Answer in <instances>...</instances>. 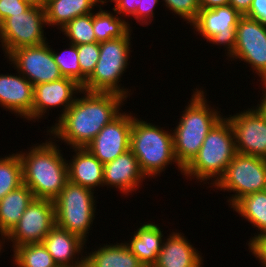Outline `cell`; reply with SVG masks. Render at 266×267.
Wrapping results in <instances>:
<instances>
[{
  "mask_svg": "<svg viewBox=\"0 0 266 267\" xmlns=\"http://www.w3.org/2000/svg\"><path fill=\"white\" fill-rule=\"evenodd\" d=\"M212 187L234 193L227 197L230 208L243 196L266 190V159L237 153Z\"/></svg>",
  "mask_w": 266,
  "mask_h": 267,
  "instance_id": "8",
  "label": "cell"
},
{
  "mask_svg": "<svg viewBox=\"0 0 266 267\" xmlns=\"http://www.w3.org/2000/svg\"><path fill=\"white\" fill-rule=\"evenodd\" d=\"M251 107L226 115L232 125L236 151L266 159V114L258 105Z\"/></svg>",
  "mask_w": 266,
  "mask_h": 267,
  "instance_id": "14",
  "label": "cell"
},
{
  "mask_svg": "<svg viewBox=\"0 0 266 267\" xmlns=\"http://www.w3.org/2000/svg\"><path fill=\"white\" fill-rule=\"evenodd\" d=\"M103 6L100 4L99 11L93 12V30L96 42L124 37L132 29L130 22L120 17L116 12L114 15L109 10H103Z\"/></svg>",
  "mask_w": 266,
  "mask_h": 267,
  "instance_id": "27",
  "label": "cell"
},
{
  "mask_svg": "<svg viewBox=\"0 0 266 267\" xmlns=\"http://www.w3.org/2000/svg\"><path fill=\"white\" fill-rule=\"evenodd\" d=\"M244 61L266 84V25L242 15L236 26V42L230 60Z\"/></svg>",
  "mask_w": 266,
  "mask_h": 267,
  "instance_id": "11",
  "label": "cell"
},
{
  "mask_svg": "<svg viewBox=\"0 0 266 267\" xmlns=\"http://www.w3.org/2000/svg\"><path fill=\"white\" fill-rule=\"evenodd\" d=\"M231 208L259 231L254 233L248 243L254 237L266 233V190L243 196Z\"/></svg>",
  "mask_w": 266,
  "mask_h": 267,
  "instance_id": "26",
  "label": "cell"
},
{
  "mask_svg": "<svg viewBox=\"0 0 266 267\" xmlns=\"http://www.w3.org/2000/svg\"><path fill=\"white\" fill-rule=\"evenodd\" d=\"M45 25L47 26V20L44 7L31 6L24 13L7 17L0 24V46L4 55L7 57L21 47L45 44L48 40L43 29Z\"/></svg>",
  "mask_w": 266,
  "mask_h": 267,
  "instance_id": "9",
  "label": "cell"
},
{
  "mask_svg": "<svg viewBox=\"0 0 266 267\" xmlns=\"http://www.w3.org/2000/svg\"><path fill=\"white\" fill-rule=\"evenodd\" d=\"M132 29L120 38L100 42L99 60L92 74L81 86L89 92H113L129 98L131 89L121 87V78L130 63ZM129 61V62H128ZM130 92V93H129Z\"/></svg>",
  "mask_w": 266,
  "mask_h": 267,
  "instance_id": "6",
  "label": "cell"
},
{
  "mask_svg": "<svg viewBox=\"0 0 266 267\" xmlns=\"http://www.w3.org/2000/svg\"><path fill=\"white\" fill-rule=\"evenodd\" d=\"M42 243L58 267H85L87 242L80 236L55 225Z\"/></svg>",
  "mask_w": 266,
  "mask_h": 267,
  "instance_id": "19",
  "label": "cell"
},
{
  "mask_svg": "<svg viewBox=\"0 0 266 267\" xmlns=\"http://www.w3.org/2000/svg\"><path fill=\"white\" fill-rule=\"evenodd\" d=\"M147 122L133 115L130 133V150L138 159L141 171L146 178L160 177L166 167L176 164L183 174L174 154L172 130Z\"/></svg>",
  "mask_w": 266,
  "mask_h": 267,
  "instance_id": "4",
  "label": "cell"
},
{
  "mask_svg": "<svg viewBox=\"0 0 266 267\" xmlns=\"http://www.w3.org/2000/svg\"><path fill=\"white\" fill-rule=\"evenodd\" d=\"M31 6L21 0H0V24L12 14L24 13Z\"/></svg>",
  "mask_w": 266,
  "mask_h": 267,
  "instance_id": "35",
  "label": "cell"
},
{
  "mask_svg": "<svg viewBox=\"0 0 266 267\" xmlns=\"http://www.w3.org/2000/svg\"><path fill=\"white\" fill-rule=\"evenodd\" d=\"M23 185L22 163L19 154L0 156V200Z\"/></svg>",
  "mask_w": 266,
  "mask_h": 267,
  "instance_id": "30",
  "label": "cell"
},
{
  "mask_svg": "<svg viewBox=\"0 0 266 267\" xmlns=\"http://www.w3.org/2000/svg\"><path fill=\"white\" fill-rule=\"evenodd\" d=\"M140 224L141 226L134 231L130 240L124 242L146 267H152L157 262L165 239L163 230L153 222Z\"/></svg>",
  "mask_w": 266,
  "mask_h": 267,
  "instance_id": "22",
  "label": "cell"
},
{
  "mask_svg": "<svg viewBox=\"0 0 266 267\" xmlns=\"http://www.w3.org/2000/svg\"><path fill=\"white\" fill-rule=\"evenodd\" d=\"M262 96L260 97V101L258 99V106L261 108V110L266 114V84H262ZM264 89V90H263Z\"/></svg>",
  "mask_w": 266,
  "mask_h": 267,
  "instance_id": "40",
  "label": "cell"
},
{
  "mask_svg": "<svg viewBox=\"0 0 266 267\" xmlns=\"http://www.w3.org/2000/svg\"><path fill=\"white\" fill-rule=\"evenodd\" d=\"M110 2H114L113 11L120 17L126 16L131 19L133 17L141 26H148L154 20V10L160 0H111Z\"/></svg>",
  "mask_w": 266,
  "mask_h": 267,
  "instance_id": "29",
  "label": "cell"
},
{
  "mask_svg": "<svg viewBox=\"0 0 266 267\" xmlns=\"http://www.w3.org/2000/svg\"><path fill=\"white\" fill-rule=\"evenodd\" d=\"M67 45H69L68 48L61 53L56 52L52 48L54 61L59 66L63 77L74 79L82 86L86 82L87 77L81 72L77 47L71 43Z\"/></svg>",
  "mask_w": 266,
  "mask_h": 267,
  "instance_id": "32",
  "label": "cell"
},
{
  "mask_svg": "<svg viewBox=\"0 0 266 267\" xmlns=\"http://www.w3.org/2000/svg\"><path fill=\"white\" fill-rule=\"evenodd\" d=\"M55 225L53 201L34 198L27 206L19 222L0 241V254L3 253L6 242H12V250L25 244L41 243Z\"/></svg>",
  "mask_w": 266,
  "mask_h": 267,
  "instance_id": "10",
  "label": "cell"
},
{
  "mask_svg": "<svg viewBox=\"0 0 266 267\" xmlns=\"http://www.w3.org/2000/svg\"><path fill=\"white\" fill-rule=\"evenodd\" d=\"M99 4V0H45L47 26L61 30L74 18L93 13Z\"/></svg>",
  "mask_w": 266,
  "mask_h": 267,
  "instance_id": "24",
  "label": "cell"
},
{
  "mask_svg": "<svg viewBox=\"0 0 266 267\" xmlns=\"http://www.w3.org/2000/svg\"><path fill=\"white\" fill-rule=\"evenodd\" d=\"M12 259L16 267H58L42 242L16 247Z\"/></svg>",
  "mask_w": 266,
  "mask_h": 267,
  "instance_id": "28",
  "label": "cell"
},
{
  "mask_svg": "<svg viewBox=\"0 0 266 267\" xmlns=\"http://www.w3.org/2000/svg\"><path fill=\"white\" fill-rule=\"evenodd\" d=\"M248 247L249 253L259 260L261 267H266V233L254 237L248 243Z\"/></svg>",
  "mask_w": 266,
  "mask_h": 267,
  "instance_id": "36",
  "label": "cell"
},
{
  "mask_svg": "<svg viewBox=\"0 0 266 267\" xmlns=\"http://www.w3.org/2000/svg\"><path fill=\"white\" fill-rule=\"evenodd\" d=\"M200 9H212L229 5V0H198Z\"/></svg>",
  "mask_w": 266,
  "mask_h": 267,
  "instance_id": "39",
  "label": "cell"
},
{
  "mask_svg": "<svg viewBox=\"0 0 266 267\" xmlns=\"http://www.w3.org/2000/svg\"><path fill=\"white\" fill-rule=\"evenodd\" d=\"M23 2H26L30 6L33 7H44L45 6V0H21Z\"/></svg>",
  "mask_w": 266,
  "mask_h": 267,
  "instance_id": "41",
  "label": "cell"
},
{
  "mask_svg": "<svg viewBox=\"0 0 266 267\" xmlns=\"http://www.w3.org/2000/svg\"><path fill=\"white\" fill-rule=\"evenodd\" d=\"M225 117L213 126L197 155L183 169L185 179H195L206 185L211 181L210 185L213 186L237 154L232 125Z\"/></svg>",
  "mask_w": 266,
  "mask_h": 267,
  "instance_id": "5",
  "label": "cell"
},
{
  "mask_svg": "<svg viewBox=\"0 0 266 267\" xmlns=\"http://www.w3.org/2000/svg\"><path fill=\"white\" fill-rule=\"evenodd\" d=\"M184 235L173 231L166 236L157 262L152 267H203L202 253Z\"/></svg>",
  "mask_w": 266,
  "mask_h": 267,
  "instance_id": "20",
  "label": "cell"
},
{
  "mask_svg": "<svg viewBox=\"0 0 266 267\" xmlns=\"http://www.w3.org/2000/svg\"><path fill=\"white\" fill-rule=\"evenodd\" d=\"M81 94L84 96L76 95L73 104L46 131L47 135L55 138L54 141H63L69 148L86 147L123 111L121 106L127 101L124 96L113 92L81 90Z\"/></svg>",
  "mask_w": 266,
  "mask_h": 267,
  "instance_id": "1",
  "label": "cell"
},
{
  "mask_svg": "<svg viewBox=\"0 0 266 267\" xmlns=\"http://www.w3.org/2000/svg\"><path fill=\"white\" fill-rule=\"evenodd\" d=\"M49 140V141H48ZM59 144L50 136L18 152L22 163L23 184L36 199L54 200L68 181V165Z\"/></svg>",
  "mask_w": 266,
  "mask_h": 267,
  "instance_id": "2",
  "label": "cell"
},
{
  "mask_svg": "<svg viewBox=\"0 0 266 267\" xmlns=\"http://www.w3.org/2000/svg\"><path fill=\"white\" fill-rule=\"evenodd\" d=\"M203 87L193 90L188 105L180 114V120L172 129L174 154L184 169L197 155L205 137L213 126L223 117L215 105L207 102V93Z\"/></svg>",
  "mask_w": 266,
  "mask_h": 267,
  "instance_id": "3",
  "label": "cell"
},
{
  "mask_svg": "<svg viewBox=\"0 0 266 267\" xmlns=\"http://www.w3.org/2000/svg\"><path fill=\"white\" fill-rule=\"evenodd\" d=\"M241 14L231 5L201 9L197 19L190 25L204 41L224 46L227 58L233 55L236 42V26ZM229 57V58H228Z\"/></svg>",
  "mask_w": 266,
  "mask_h": 267,
  "instance_id": "12",
  "label": "cell"
},
{
  "mask_svg": "<svg viewBox=\"0 0 266 267\" xmlns=\"http://www.w3.org/2000/svg\"><path fill=\"white\" fill-rule=\"evenodd\" d=\"M245 16L266 25V0H252L251 7Z\"/></svg>",
  "mask_w": 266,
  "mask_h": 267,
  "instance_id": "37",
  "label": "cell"
},
{
  "mask_svg": "<svg viewBox=\"0 0 266 267\" xmlns=\"http://www.w3.org/2000/svg\"><path fill=\"white\" fill-rule=\"evenodd\" d=\"M96 249L90 253L86 251L85 267H146L126 242L103 244L102 247L96 246Z\"/></svg>",
  "mask_w": 266,
  "mask_h": 267,
  "instance_id": "23",
  "label": "cell"
},
{
  "mask_svg": "<svg viewBox=\"0 0 266 267\" xmlns=\"http://www.w3.org/2000/svg\"><path fill=\"white\" fill-rule=\"evenodd\" d=\"M163 6L172 11V14L179 16L188 25L192 24L198 17L200 6L198 0H162Z\"/></svg>",
  "mask_w": 266,
  "mask_h": 267,
  "instance_id": "33",
  "label": "cell"
},
{
  "mask_svg": "<svg viewBox=\"0 0 266 267\" xmlns=\"http://www.w3.org/2000/svg\"><path fill=\"white\" fill-rule=\"evenodd\" d=\"M144 180H147L146 176L141 171L138 159L131 150L104 165V186L112 187V189L115 187L117 191L126 195L125 197L138 191L140 186H143Z\"/></svg>",
  "mask_w": 266,
  "mask_h": 267,
  "instance_id": "18",
  "label": "cell"
},
{
  "mask_svg": "<svg viewBox=\"0 0 266 267\" xmlns=\"http://www.w3.org/2000/svg\"><path fill=\"white\" fill-rule=\"evenodd\" d=\"M33 199L32 190L23 184L0 200V241L19 222Z\"/></svg>",
  "mask_w": 266,
  "mask_h": 267,
  "instance_id": "25",
  "label": "cell"
},
{
  "mask_svg": "<svg viewBox=\"0 0 266 267\" xmlns=\"http://www.w3.org/2000/svg\"><path fill=\"white\" fill-rule=\"evenodd\" d=\"M109 1H111V0H109ZM108 0H99V2L101 3V5L103 4V5H106L108 2H109ZM106 3V4H105Z\"/></svg>",
  "mask_w": 266,
  "mask_h": 267,
  "instance_id": "42",
  "label": "cell"
},
{
  "mask_svg": "<svg viewBox=\"0 0 266 267\" xmlns=\"http://www.w3.org/2000/svg\"><path fill=\"white\" fill-rule=\"evenodd\" d=\"M81 72L88 78L95 69L100 55V42L76 45Z\"/></svg>",
  "mask_w": 266,
  "mask_h": 267,
  "instance_id": "34",
  "label": "cell"
},
{
  "mask_svg": "<svg viewBox=\"0 0 266 267\" xmlns=\"http://www.w3.org/2000/svg\"><path fill=\"white\" fill-rule=\"evenodd\" d=\"M74 45L96 42L93 30V13L78 16L60 30Z\"/></svg>",
  "mask_w": 266,
  "mask_h": 267,
  "instance_id": "31",
  "label": "cell"
},
{
  "mask_svg": "<svg viewBox=\"0 0 266 267\" xmlns=\"http://www.w3.org/2000/svg\"><path fill=\"white\" fill-rule=\"evenodd\" d=\"M0 73V107L27 121H33L34 85L22 74Z\"/></svg>",
  "mask_w": 266,
  "mask_h": 267,
  "instance_id": "17",
  "label": "cell"
},
{
  "mask_svg": "<svg viewBox=\"0 0 266 267\" xmlns=\"http://www.w3.org/2000/svg\"><path fill=\"white\" fill-rule=\"evenodd\" d=\"M251 4L252 0H229V5H231L241 15H245L249 11Z\"/></svg>",
  "mask_w": 266,
  "mask_h": 267,
  "instance_id": "38",
  "label": "cell"
},
{
  "mask_svg": "<svg viewBox=\"0 0 266 267\" xmlns=\"http://www.w3.org/2000/svg\"><path fill=\"white\" fill-rule=\"evenodd\" d=\"M95 193L68 180L53 200L56 226L80 236L87 242L97 209Z\"/></svg>",
  "mask_w": 266,
  "mask_h": 267,
  "instance_id": "7",
  "label": "cell"
},
{
  "mask_svg": "<svg viewBox=\"0 0 266 267\" xmlns=\"http://www.w3.org/2000/svg\"><path fill=\"white\" fill-rule=\"evenodd\" d=\"M81 85L74 79L63 77L58 80L41 83L34 86L33 95V122L49 115V110L58 107L61 109L57 121L73 104L76 96L81 94Z\"/></svg>",
  "mask_w": 266,
  "mask_h": 267,
  "instance_id": "16",
  "label": "cell"
},
{
  "mask_svg": "<svg viewBox=\"0 0 266 267\" xmlns=\"http://www.w3.org/2000/svg\"><path fill=\"white\" fill-rule=\"evenodd\" d=\"M45 44L21 47L12 51L7 57L14 70L22 74L34 86L63 78L59 66L55 63L52 48Z\"/></svg>",
  "mask_w": 266,
  "mask_h": 267,
  "instance_id": "13",
  "label": "cell"
},
{
  "mask_svg": "<svg viewBox=\"0 0 266 267\" xmlns=\"http://www.w3.org/2000/svg\"><path fill=\"white\" fill-rule=\"evenodd\" d=\"M73 158L67 159L68 180L90 190L104 187V165L86 148H70Z\"/></svg>",
  "mask_w": 266,
  "mask_h": 267,
  "instance_id": "21",
  "label": "cell"
},
{
  "mask_svg": "<svg viewBox=\"0 0 266 267\" xmlns=\"http://www.w3.org/2000/svg\"><path fill=\"white\" fill-rule=\"evenodd\" d=\"M133 114L121 112L106 124L86 148L103 164L130 150Z\"/></svg>",
  "mask_w": 266,
  "mask_h": 267,
  "instance_id": "15",
  "label": "cell"
}]
</instances>
